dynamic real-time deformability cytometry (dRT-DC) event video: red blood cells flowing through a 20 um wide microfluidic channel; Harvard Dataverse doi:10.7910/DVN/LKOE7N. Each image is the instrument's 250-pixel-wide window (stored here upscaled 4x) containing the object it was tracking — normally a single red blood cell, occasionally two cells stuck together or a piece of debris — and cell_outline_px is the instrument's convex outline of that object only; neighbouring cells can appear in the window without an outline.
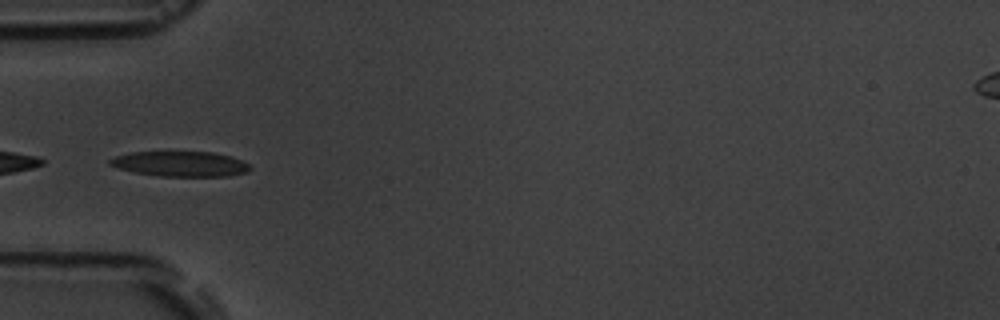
{"species": "common noctule bat (a hibernating species)", "species_latin": "Nyctalus noctula", "temperature_condition": "room temperature", "stored_images_in_passage": 5, "camera_frame_rate_fps": 3000, "um_per_image_px": 0.085, "animal": {"sex": "male", "body_mass_g": 19.5, "forearm_length_mm": 54.6}, "frame": {"image": 1, "passage_image": 5, "time_ms": 4.333, "image_size_px": [1000, 320], "cell_outline_px": [[252, 168], [248, 172], [228, 176], [160, 176], [136, 172], [116, 168], [108, 164], [108, 160], [116, 156], [132, 152], [212, 152], [232, 156], [248, 164]], "centroid_in_image_um": [15.34, 13.93], "position_along_channel_um": 69.7, "area_um2": 20.52}}